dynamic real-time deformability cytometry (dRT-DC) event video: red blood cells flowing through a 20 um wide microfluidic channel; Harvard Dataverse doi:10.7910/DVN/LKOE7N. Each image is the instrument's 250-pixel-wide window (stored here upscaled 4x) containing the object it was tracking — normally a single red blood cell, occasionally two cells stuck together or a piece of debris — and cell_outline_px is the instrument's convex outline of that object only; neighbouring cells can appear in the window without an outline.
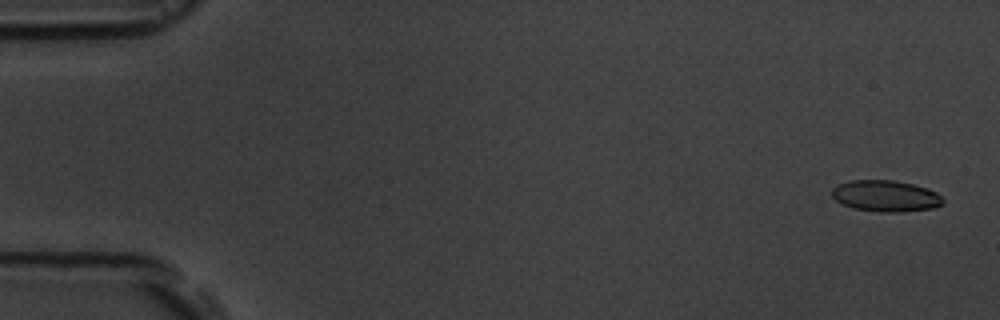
{"species": "common noctule bat (a hibernating species)", "species_latin": "Nyctalus noctula", "temperature_condition": "room temperature", "stored_images_in_passage": 6, "camera_frame_rate_fps": 3000, "um_per_image_px": 0.085, "animal": {"sex": "male", "body_mass_g": 19.5, "forearm_length_mm": 54.6}, "frame": {"image": 1, "passage_image": 1, "time_ms": 0.0, "image_size_px": [1000, 320], "cell_outline_px": [[944, 204], [932, 208], [900, 212], [880, 212], [852, 208], [836, 200], [832, 196], [832, 188], [836, 184], [848, 180], [896, 180], [928, 188], [936, 192], [944, 200]], "centroid_in_image_um": [75.27, 16.65], "position_along_channel_um": 9.7, "area_um2": 20.4}}
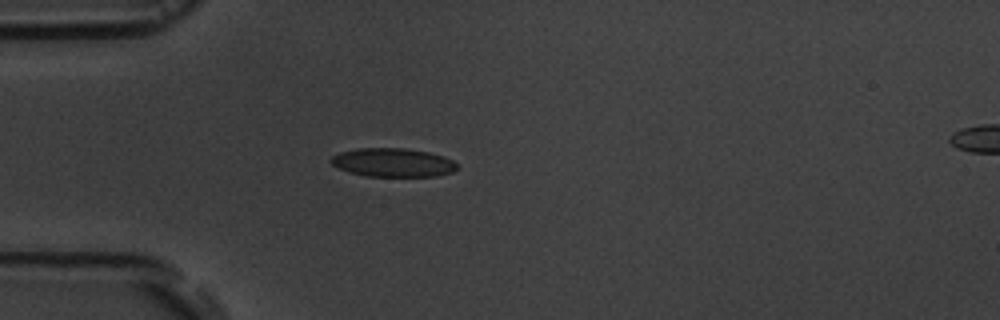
{"frame": {"image": 2, "passage_image": 5, "time_ms": 4.667, "image_size_px": [1000, 320], "cell_outline_px": [[456, 168], [452, 172], [436, 176], [364, 176], [348, 172], [332, 164], [328, 160], [332, 156], [340, 152], [356, 148], [404, 148], [428, 152], [444, 156], [452, 160], [456, 164]], "centroid_in_image_um": [33.36, 13.81], "position_along_channel_um": 51.6, "area_um2": 21.04}}